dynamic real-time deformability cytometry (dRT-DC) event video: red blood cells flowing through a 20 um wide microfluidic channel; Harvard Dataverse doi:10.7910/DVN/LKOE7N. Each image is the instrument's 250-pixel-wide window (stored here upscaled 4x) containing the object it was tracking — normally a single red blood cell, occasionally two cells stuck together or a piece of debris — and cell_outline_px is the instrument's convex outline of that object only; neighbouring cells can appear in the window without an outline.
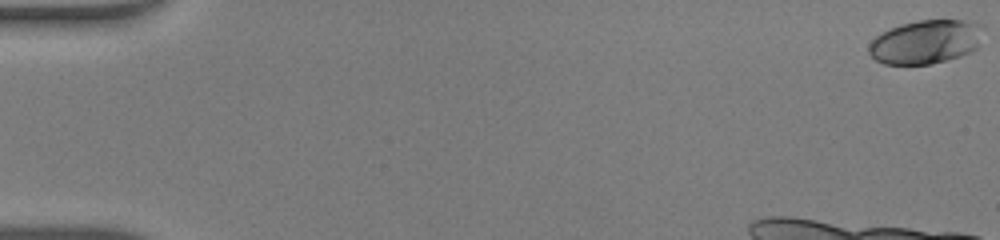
{"species": "human", "species_latin": "Homo sapiens", "temperature_condition": "warm", "stored_images_in_passage": 14, "camera_frame_rate_fps": 3000, "um_per_image_px": 0.085, "donor": {"sex": "male"}, "frame": {"image": 1, "passage_image": 1, "time_ms": 0.0, "image_size_px": [1000, 240], "cell_outline_px": [[976, 48], [972, 52], [960, 56], [928, 64], [884, 64], [876, 60], [868, 52], [868, 44], [876, 36], [900, 24], [916, 20], [964, 20], [968, 24], [976, 40]], "centroid_in_image_um": [78.46, 3.6], "position_along_channel_um": 6.5, "area_um2": 27.69}}